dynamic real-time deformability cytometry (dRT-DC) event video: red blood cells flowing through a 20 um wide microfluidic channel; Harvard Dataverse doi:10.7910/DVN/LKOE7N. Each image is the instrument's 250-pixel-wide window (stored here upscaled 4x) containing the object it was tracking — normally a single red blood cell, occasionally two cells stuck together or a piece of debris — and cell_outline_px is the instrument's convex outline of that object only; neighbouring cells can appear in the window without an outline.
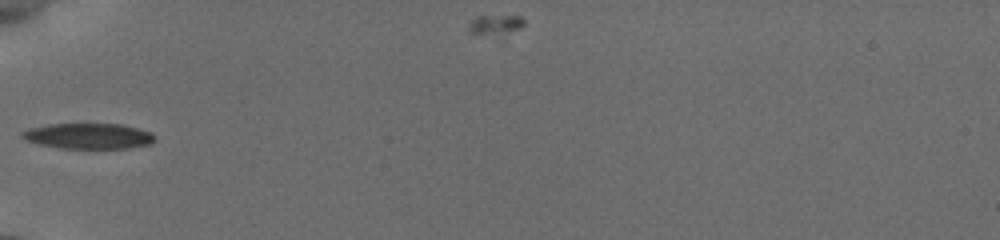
{"species": "common noctule bat (a hibernating species)", "species_latin": "Nyctalus noctula", "temperature_condition": "cold", "stored_images_in_passage": 3, "camera_frame_rate_fps": 3000, "um_per_image_px": 0.085, "animal": {"sex": "female", "body_mass_g": 19.5, "forearm_length_mm": 54.1}, "frame": {"image": 1, "passage_image": 1, "time_ms": 0.0, "image_size_px": [1000, 240], "cell_outline_px": [[156, 136], [152, 144], [128, 148], [60, 148], [40, 144], [24, 140], [20, 136], [20, 132], [28, 128], [48, 124], [124, 124], [152, 132]], "centroid_in_image_um": [7.52, 11.56], "position_along_channel_um": 77.5, "area_um2": 20.0}}
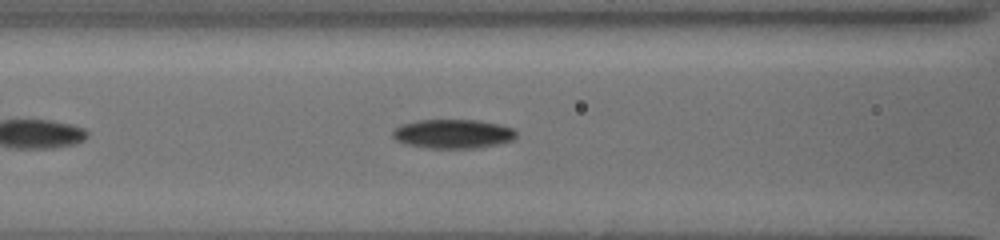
{"frame": {"image": 2, "passage_image": 3, "time_ms": 1.333, "image_size_px": [1000, 240], "cell_outline_px": [[516, 136], [512, 140], [480, 148], [428, 148], [404, 144], [396, 140], [392, 136], [392, 128], [400, 124], [420, 120], [476, 120], [500, 124], [512, 128], [516, 132]], "centroid_in_image_um": [38.45, 11.37], "position_along_channel_um": 128.1, "area_um2": 21.1}}